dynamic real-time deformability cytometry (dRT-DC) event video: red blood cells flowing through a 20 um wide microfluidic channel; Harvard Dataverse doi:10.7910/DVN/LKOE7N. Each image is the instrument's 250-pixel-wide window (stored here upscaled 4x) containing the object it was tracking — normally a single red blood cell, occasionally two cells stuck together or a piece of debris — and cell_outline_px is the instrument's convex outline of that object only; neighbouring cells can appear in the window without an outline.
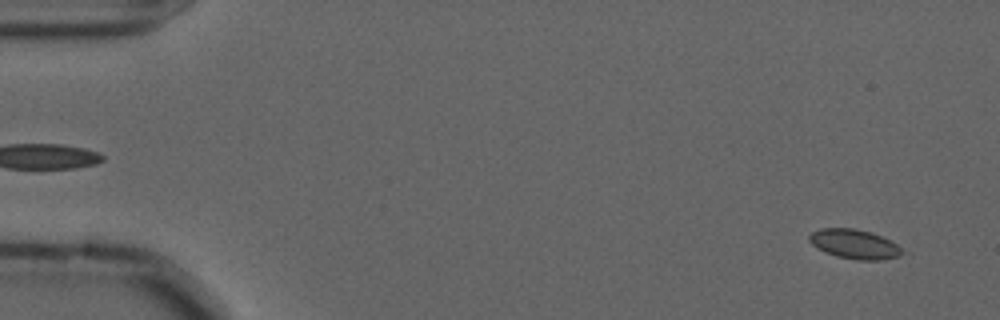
{"species": "common noctule bat (a hibernating species)", "species_latin": "Nyctalus noctula", "temperature_condition": "cold", "stored_images_in_passage": 57, "camera_frame_rate_fps": 3000, "um_per_image_px": 0.085, "animal": {"sex": "male", "forearm_length_mm": 52.5}, "frame": {"image": 1, "passage_image": 3, "time_ms": 0.667, "image_size_px": [1000, 320], "cell_outline_px": [[908, 252], [900, 256], [880, 260], [856, 260], [836, 256], [824, 252], [812, 244], [808, 240], [808, 236], [812, 232], [820, 228], [852, 228], [872, 232], [896, 244]], "centroid_in_image_um": [72.64, 20.76], "position_along_channel_um": 12.4, "area_um2": 16.07}}
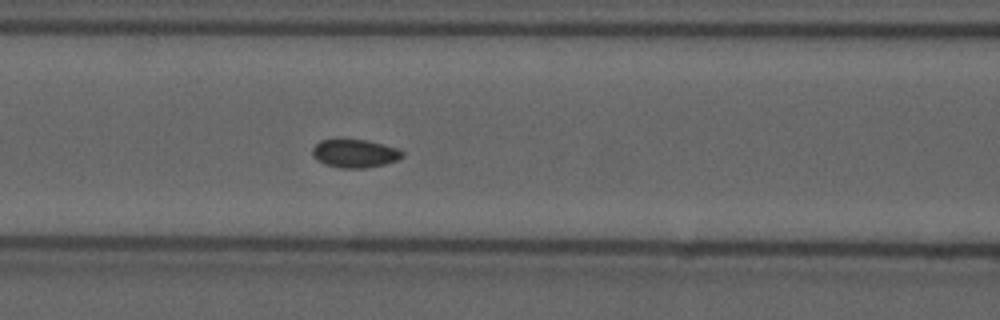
{"frame": {"image": 2, "passage_image": 24, "time_ms": 7.667, "image_size_px": [1000, 320], "cell_outline_px": [[404, 156], [396, 160], [384, 164], [364, 168], [340, 168], [316, 160], [312, 156], [312, 148], [320, 140], [368, 140], [384, 144], [396, 148], [404, 152]], "centroid_in_image_um": [30.16, 13.04], "position_along_channel_um": 136.4, "area_um2": 14.68}}
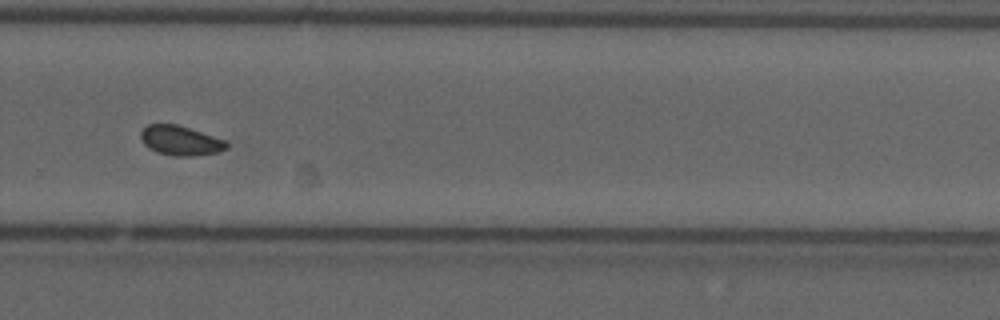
{"frame": {"image": 3, "passage_image": 39, "time_ms": 12.667, "image_size_px": [1000, 320], "cell_outline_px": [[228, 148], [220, 152], [188, 156], [172, 156], [156, 152], [148, 148], [144, 144], [140, 136], [140, 132], [148, 124], [176, 124], [224, 140], [228, 144]], "centroid_in_image_um": [15.31, 11.96], "position_along_channel_um": 314.5, "area_um2": 14.68}}